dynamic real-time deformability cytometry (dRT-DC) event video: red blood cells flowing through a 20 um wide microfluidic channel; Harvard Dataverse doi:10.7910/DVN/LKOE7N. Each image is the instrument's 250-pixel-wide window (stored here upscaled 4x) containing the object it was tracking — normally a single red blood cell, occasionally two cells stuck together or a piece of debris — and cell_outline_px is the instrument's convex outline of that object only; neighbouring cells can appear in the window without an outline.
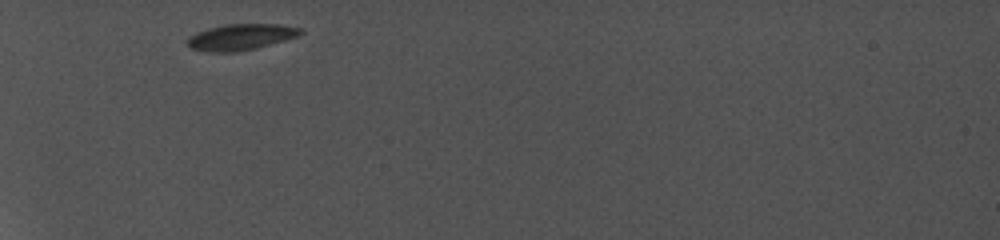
{"species": "common noctule bat (a hibernating species)", "species_latin": "Nyctalus noctula", "temperature_condition": "cold", "stored_images_in_passage": 11, "camera_frame_rate_fps": 5000, "um_per_image_px": 0.085, "animal": {"sex": "female", "body_mass_g": 19.0, "forearm_length_mm": 56.7}, "frame": {"image": 1, "passage_image": 1, "time_ms": 0.0, "image_size_px": [1000, 240], "cell_outline_px": [[304, 32], [300, 36], [256, 48], [236, 52], [204, 52], [192, 48], [188, 44], [188, 36], [196, 32], [224, 24], [280, 24], [304, 28]], "centroid_in_image_um": [20.52, 3.14], "position_along_channel_um": 64.5, "area_um2": 17.4}}
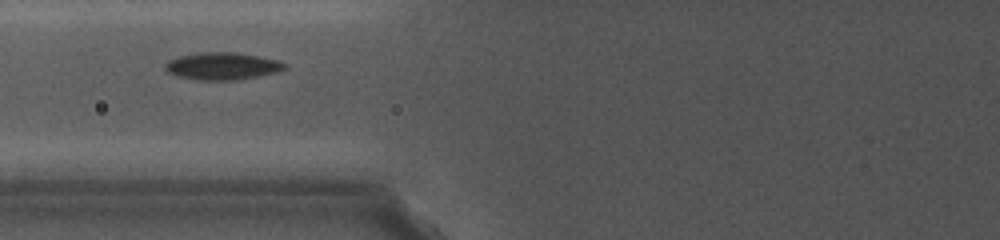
{"frame": {"image": 2, "passage_image": 5, "time_ms": 1.8, "image_size_px": [1000, 240], "cell_outline_px": [[288, 68], [276, 72], [256, 76], [232, 80], [208, 80], [180, 76], [168, 72], [164, 68], [164, 64], [168, 60], [180, 56], [200, 52], [236, 52], [276, 60], [288, 64]], "centroid_in_image_um": [18.9, 5.6], "position_along_channel_um": 106.9, "area_um2": 18.67}}